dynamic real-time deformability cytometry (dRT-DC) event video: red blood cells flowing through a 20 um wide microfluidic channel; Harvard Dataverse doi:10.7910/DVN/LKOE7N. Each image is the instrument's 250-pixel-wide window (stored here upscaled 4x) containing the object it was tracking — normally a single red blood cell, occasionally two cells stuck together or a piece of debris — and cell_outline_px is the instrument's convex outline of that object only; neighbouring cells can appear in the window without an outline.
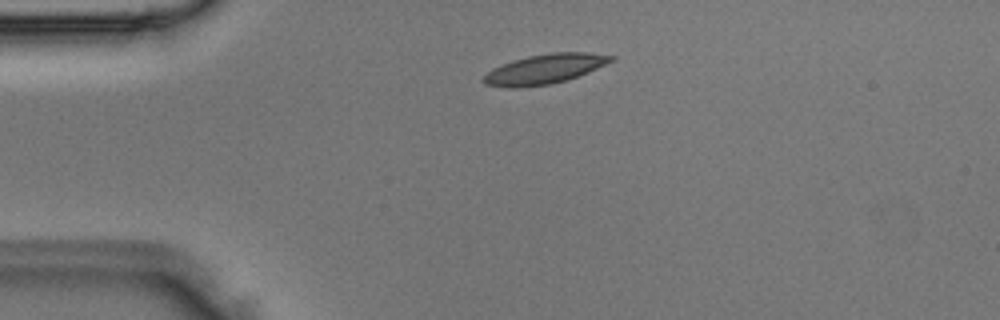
{"species": "Egyptian fruit bat (a non-hibernating species)", "species_latin": "Rousettus aegyptiacus", "temperature_condition": "room temperature", "stored_images_in_passage": 3, "camera_frame_rate_fps": 3000, "um_per_image_px": 0.085, "animal": {"sex": "male"}, "frame": {"image": 1, "passage_image": 3, "time_ms": 0.667, "image_size_px": [1000, 320], "cell_outline_px": [[616, 60], [588, 72], [568, 80], [552, 84], [516, 88], [508, 88], [484, 84], [480, 80], [492, 68], [512, 60], [528, 56], [552, 52], [588, 52], [616, 56]], "centroid_in_image_um": [46.31, 5.87], "position_along_channel_um": 38.7, "area_um2": 22.37}}